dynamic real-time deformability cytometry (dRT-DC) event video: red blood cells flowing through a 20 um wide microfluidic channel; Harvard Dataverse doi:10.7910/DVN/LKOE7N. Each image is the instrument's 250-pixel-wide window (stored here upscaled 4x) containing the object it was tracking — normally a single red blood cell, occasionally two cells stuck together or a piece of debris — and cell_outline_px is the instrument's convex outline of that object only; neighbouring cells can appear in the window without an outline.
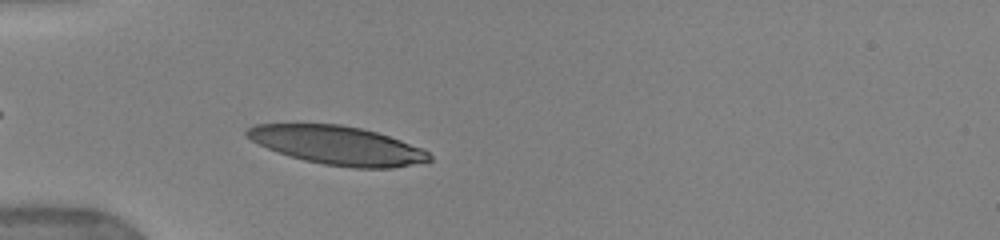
{"species": "human", "species_latin": "Homo sapiens", "temperature_condition": "warm", "stored_images_in_passage": 37, "camera_frame_rate_fps": 3000, "um_per_image_px": 0.085, "donor": {"sex": "female"}, "frame": {"image": 1, "passage_image": 6, "time_ms": 2.333, "image_size_px": [1000, 240], "cell_outline_px": [[432, 160], [392, 168], [352, 168], [324, 164], [304, 160], [268, 148], [244, 136], [244, 132], [248, 128], [256, 124], [340, 124], [360, 128], [376, 132], [424, 148], [432, 156]], "centroid_in_image_um": [28.71, 12.35], "position_along_channel_um": 56.3, "area_um2": 40.75}, "authors_computed_cell_mechanics": {"area_um2": 41.3848, "velocity_mm_per_s": 3.9266, "shape_relaxation_time_tau1_ms": 4.6305, "shape_relaxation_time_tau2_ms": 2.1378, "deformation_change_tau1": 0.1729, "deformation_change_tau2": 0.0958}}